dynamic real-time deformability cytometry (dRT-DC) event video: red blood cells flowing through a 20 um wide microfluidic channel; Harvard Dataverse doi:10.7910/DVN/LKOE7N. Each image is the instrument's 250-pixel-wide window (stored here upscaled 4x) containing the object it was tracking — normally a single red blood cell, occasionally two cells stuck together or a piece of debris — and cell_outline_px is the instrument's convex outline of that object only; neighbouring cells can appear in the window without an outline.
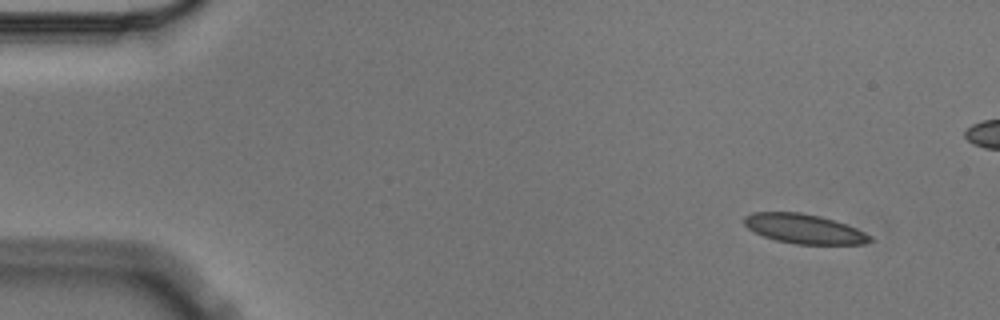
{"species": "Egyptian fruit bat (a non-hibernating species)", "species_latin": "Rousettus aegyptiacus", "temperature_condition": "cold", "stored_images_in_passage": 4, "camera_frame_rate_fps": 3000, "um_per_image_px": 0.085, "animal": {"sex": "male"}, "frame": {"image": 1, "passage_image": 1, "time_ms": 0.0, "image_size_px": [1000, 320], "cell_outline_px": [[872, 240], [864, 244], [796, 244], [776, 240], [764, 236], [748, 228], [744, 224], [744, 216], [752, 212], [800, 212], [820, 216], [856, 228], [872, 236]], "centroid_in_image_um": [68.34, 19.45], "position_along_channel_um": 16.7, "area_um2": 21.44}}